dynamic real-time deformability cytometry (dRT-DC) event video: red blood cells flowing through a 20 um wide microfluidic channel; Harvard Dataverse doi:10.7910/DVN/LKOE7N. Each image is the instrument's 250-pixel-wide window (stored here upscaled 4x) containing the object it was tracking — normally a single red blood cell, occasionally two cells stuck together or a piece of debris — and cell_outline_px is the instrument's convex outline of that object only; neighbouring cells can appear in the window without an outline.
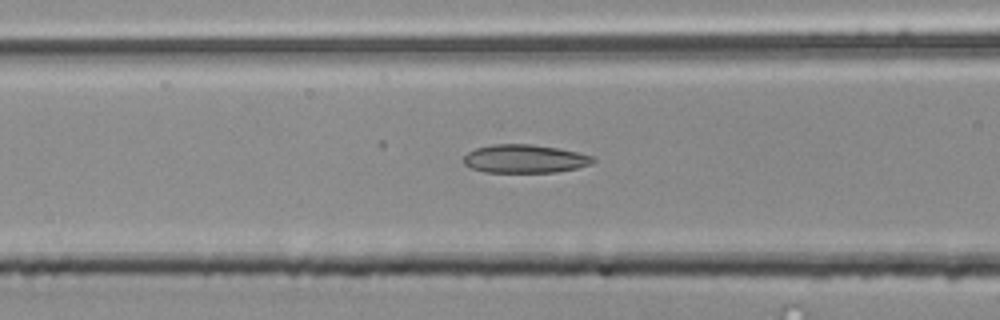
{"species": "common noctule bat (a hibernating species)", "species_latin": "Nyctalus noctula", "temperature_condition": "room temperature", "stored_images_in_passage": 44, "camera_frame_rate_fps": 3000, "um_per_image_px": 0.085, "animal": {"sex": "male", "body_mass_g": 20.4}, "frame": {"image": 1, "passage_image": 12, "time_ms": 3.667, "image_size_px": [1000, 320], "cell_outline_px": [[596, 160], [592, 164], [576, 168], [556, 172], [484, 172], [472, 168], [464, 164], [464, 156], [468, 152], [476, 148], [492, 144], [532, 144], [560, 148], [592, 156]], "centroid_in_image_um": [44.61, 13.49], "position_along_channel_um": 122.0, "area_um2": 21.39}}
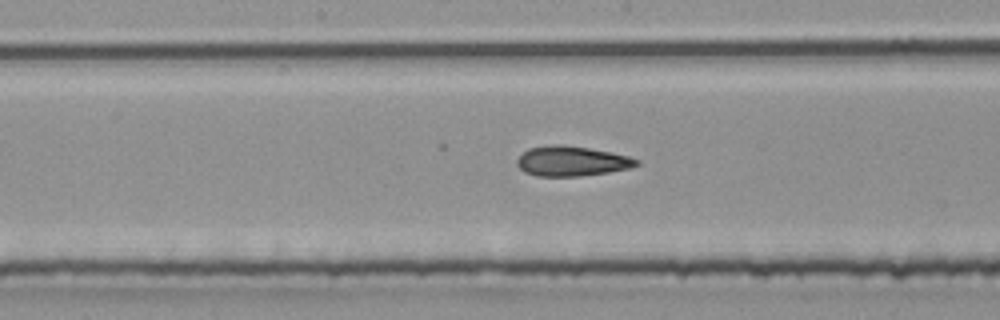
{"frame": {"image": 2, "passage_image": 18, "time_ms": 5.667, "image_size_px": [1000, 320], "cell_outline_px": [[640, 164], [632, 168], [608, 172], [580, 176], [536, 176], [524, 172], [516, 164], [516, 160], [528, 148], [556, 144], [560, 144], [588, 148], [612, 152], [628, 156], [640, 160]], "centroid_in_image_um": [48.61, 13.7], "position_along_channel_um": 199.6, "area_um2": 20.92}}
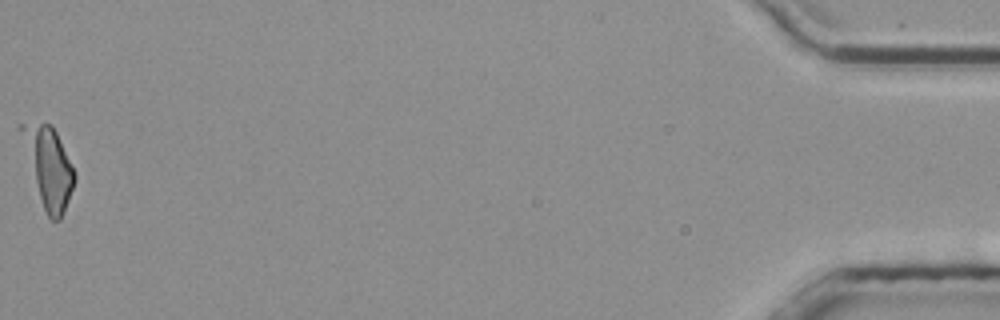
{"frame": {"image": 3, "passage_image": 44, "time_ms": 14.333, "image_size_px": [1000, 320], "cell_outline_px": [[76, 180], [64, 212], [60, 220], [48, 220], [16, 128], [16, 124], [52, 124], [76, 172]], "centroid_in_image_um": [4.12, 14.18], "position_along_channel_um": 431.1, "area_um2": 24.62}, "authors_computed_cell_mechanics": {"area_um2": 21.097, "velocity_mm_per_s": 3.866, "shape_relaxation_time_tau1_ms": null, "shape_relaxation_time_tau2_ms": 3.1076, "deformation_change_tau1": null, "deformation_change_tau2": 0.1307}}